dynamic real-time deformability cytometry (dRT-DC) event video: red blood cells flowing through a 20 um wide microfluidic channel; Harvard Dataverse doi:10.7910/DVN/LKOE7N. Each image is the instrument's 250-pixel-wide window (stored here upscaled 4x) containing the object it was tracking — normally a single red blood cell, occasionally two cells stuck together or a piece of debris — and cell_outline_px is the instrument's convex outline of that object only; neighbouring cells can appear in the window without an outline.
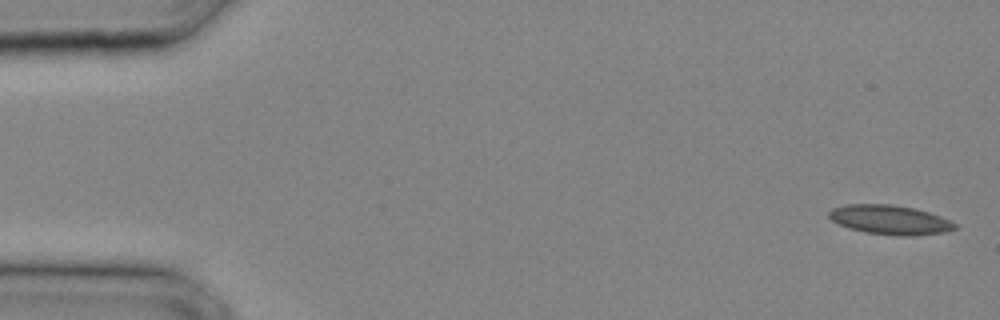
{"species": "common noctule bat (a hibernating species)", "species_latin": "Nyctalus noctula", "temperature_condition": "cold", "stored_images_in_passage": 30, "camera_frame_rate_fps": 3000, "um_per_image_px": 0.085, "animal": {"sex": "male", "body_mass_g": 20.4}, "frame": {"image": 1, "passage_image": 1, "time_ms": 0.0, "image_size_px": [1000, 320], "cell_outline_px": [[956, 228], [944, 232], [916, 236], [900, 236], [864, 232], [848, 228], [836, 224], [828, 216], [828, 212], [832, 208], [844, 204], [892, 204], [916, 208], [940, 216], [956, 224]], "centroid_in_image_um": [75.6, 18.68], "position_along_channel_um": 9.4, "area_um2": 21.73}}
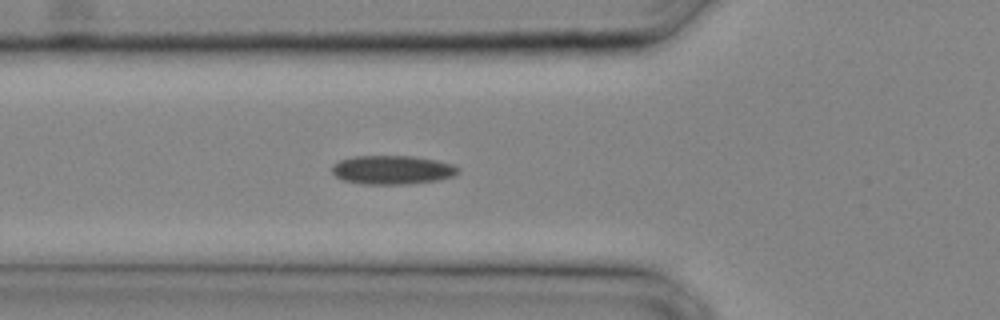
{"frame": {"image": 2, "passage_image": 11, "time_ms": 3.333, "image_size_px": [1000, 320], "cell_outline_px": [[460, 172], [452, 176], [436, 180], [404, 184], [364, 184], [344, 180], [336, 176], [332, 172], [332, 164], [340, 160], [352, 156], [416, 156], [456, 164], [460, 168]], "centroid_in_image_um": [33.37, 14.42], "position_along_channel_um": 92.4, "area_um2": 21.27}}
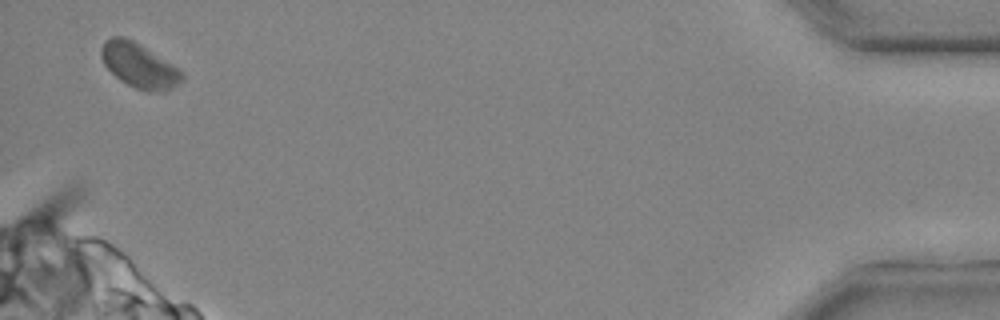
{"frame": {"image": 3, "passage_image": 30, "time_ms": 9.667, "image_size_px": [1000, 320], "cell_outline_px": [[184, 80], [172, 88], [164, 92], [148, 92], [136, 88], [120, 80], [104, 64], [100, 56], [100, 48], [104, 40], [112, 36], [124, 36], [140, 44], [180, 68], [184, 72]], "centroid_in_image_um": [11.85, 5.56], "position_along_channel_um": 423.4, "area_um2": 21.27}}